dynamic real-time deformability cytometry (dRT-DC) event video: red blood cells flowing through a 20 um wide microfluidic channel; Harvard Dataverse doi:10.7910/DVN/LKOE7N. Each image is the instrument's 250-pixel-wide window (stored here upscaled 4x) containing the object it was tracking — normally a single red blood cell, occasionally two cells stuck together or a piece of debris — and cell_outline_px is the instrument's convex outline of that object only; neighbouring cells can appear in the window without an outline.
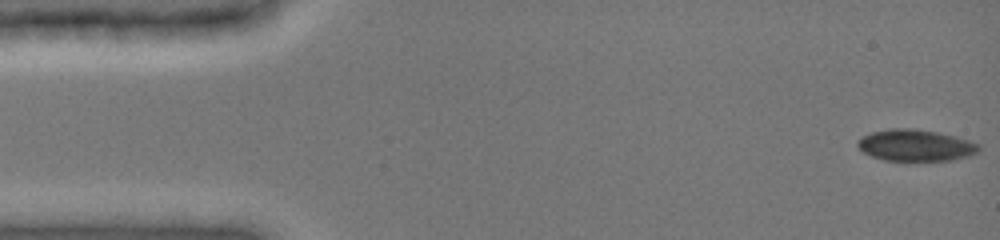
{"species": "common noctule bat (a hibernating species)", "species_latin": "Nyctalus noctula", "temperature_condition": "cold", "stored_images_in_passage": 48, "camera_frame_rate_fps": 3000, "um_per_image_px": 0.085, "animal": {"sex": "female", "body_mass_g": 19.0, "forearm_length_mm": 51.5}, "frame": {"image": 1, "passage_image": 1, "time_ms": 0.0, "image_size_px": [1000, 240], "cell_outline_px": [[980, 148], [972, 156], [952, 160], [884, 160], [872, 156], [864, 152], [856, 144], [856, 140], [872, 132], [888, 128], [912, 128], [936, 132], [956, 136], [980, 144]], "centroid_in_image_um": [77.84, 12.34], "position_along_channel_um": 7.2, "area_um2": 22.25}}
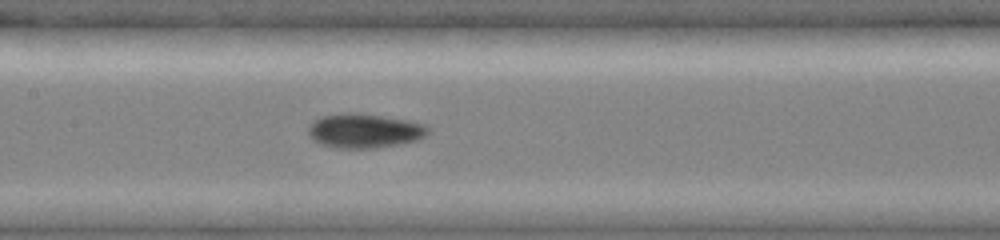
{"frame": {"image": 2, "passage_image": 23, "time_ms": 7.333, "image_size_px": [1000, 240], "cell_outline_px": [[428, 132], [424, 136], [416, 140], [376, 148], [336, 148], [320, 144], [312, 140], [308, 132], [308, 128], [312, 120], [320, 116], [348, 112], [352, 112], [408, 120], [424, 124], [428, 128]], "centroid_in_image_um": [30.9, 11.11], "position_along_channel_um": 176.5, "area_um2": 23.87}}
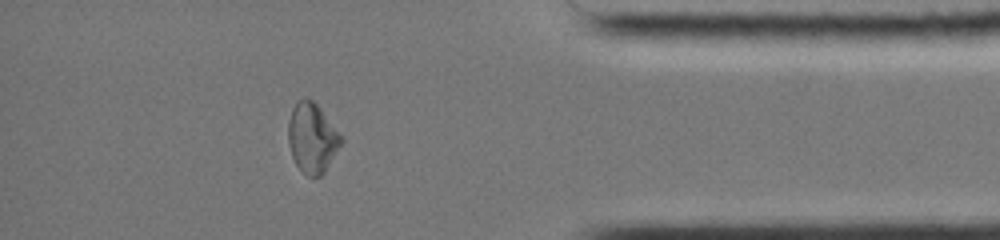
{"frame": {"image": 3, "passage_image": 42, "time_ms": 13.667, "image_size_px": [1000, 240], "cell_outline_px": [[344, 140], [324, 172], [320, 176], [308, 176], [296, 164], [292, 156], [288, 144], [288, 120], [292, 108], [296, 100], [312, 100], [320, 108]], "centroid_in_image_um": [26.51, 11.72], "position_along_channel_um": 408.7, "area_um2": 21.15}, "authors_computed_cell_mechanics": {"area_um2": 22.0507, "velocity_mm_per_s": 3.9425, "shape_relaxation_time_tau1_ms": null, "shape_relaxation_time_tau2_ms": 6.0022, "deformation_change_tau1": null, "deformation_change_tau2": 0.0775}}